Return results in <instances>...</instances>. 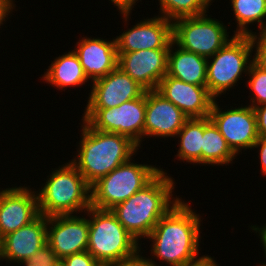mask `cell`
I'll list each match as a JSON object with an SVG mask.
<instances>
[{
	"instance_id": "11",
	"label": "cell",
	"mask_w": 266,
	"mask_h": 266,
	"mask_svg": "<svg viewBox=\"0 0 266 266\" xmlns=\"http://www.w3.org/2000/svg\"><path fill=\"white\" fill-rule=\"evenodd\" d=\"M89 219L77 215L47 217V244L59 260L87 250Z\"/></svg>"
},
{
	"instance_id": "20",
	"label": "cell",
	"mask_w": 266,
	"mask_h": 266,
	"mask_svg": "<svg viewBox=\"0 0 266 266\" xmlns=\"http://www.w3.org/2000/svg\"><path fill=\"white\" fill-rule=\"evenodd\" d=\"M175 51H173L174 47ZM177 49V50H176ZM207 58L171 42L168 51L167 75L194 85H206Z\"/></svg>"
},
{
	"instance_id": "7",
	"label": "cell",
	"mask_w": 266,
	"mask_h": 266,
	"mask_svg": "<svg viewBox=\"0 0 266 266\" xmlns=\"http://www.w3.org/2000/svg\"><path fill=\"white\" fill-rule=\"evenodd\" d=\"M253 51L249 35H233L207 59L206 87L214 99L235 87L242 73L247 76Z\"/></svg>"
},
{
	"instance_id": "14",
	"label": "cell",
	"mask_w": 266,
	"mask_h": 266,
	"mask_svg": "<svg viewBox=\"0 0 266 266\" xmlns=\"http://www.w3.org/2000/svg\"><path fill=\"white\" fill-rule=\"evenodd\" d=\"M85 109H106L141 97L146 90L116 67L105 77L95 80Z\"/></svg>"
},
{
	"instance_id": "18",
	"label": "cell",
	"mask_w": 266,
	"mask_h": 266,
	"mask_svg": "<svg viewBox=\"0 0 266 266\" xmlns=\"http://www.w3.org/2000/svg\"><path fill=\"white\" fill-rule=\"evenodd\" d=\"M188 119L157 90L146 91L144 137H175Z\"/></svg>"
},
{
	"instance_id": "15",
	"label": "cell",
	"mask_w": 266,
	"mask_h": 266,
	"mask_svg": "<svg viewBox=\"0 0 266 266\" xmlns=\"http://www.w3.org/2000/svg\"><path fill=\"white\" fill-rule=\"evenodd\" d=\"M2 190V191H1ZM0 190V239L32 222L38 215V196L26 186Z\"/></svg>"
},
{
	"instance_id": "35",
	"label": "cell",
	"mask_w": 266,
	"mask_h": 266,
	"mask_svg": "<svg viewBox=\"0 0 266 266\" xmlns=\"http://www.w3.org/2000/svg\"><path fill=\"white\" fill-rule=\"evenodd\" d=\"M217 262L208 255H203V256H198L197 259L188 262L182 266H219L218 264H216Z\"/></svg>"
},
{
	"instance_id": "5",
	"label": "cell",
	"mask_w": 266,
	"mask_h": 266,
	"mask_svg": "<svg viewBox=\"0 0 266 266\" xmlns=\"http://www.w3.org/2000/svg\"><path fill=\"white\" fill-rule=\"evenodd\" d=\"M37 191L39 214L46 217L86 212L91 207V186L69 161L47 176Z\"/></svg>"
},
{
	"instance_id": "8",
	"label": "cell",
	"mask_w": 266,
	"mask_h": 266,
	"mask_svg": "<svg viewBox=\"0 0 266 266\" xmlns=\"http://www.w3.org/2000/svg\"><path fill=\"white\" fill-rule=\"evenodd\" d=\"M172 23L173 41L182 49L207 59L230 40L227 26L208 14L182 17Z\"/></svg>"
},
{
	"instance_id": "37",
	"label": "cell",
	"mask_w": 266,
	"mask_h": 266,
	"mask_svg": "<svg viewBox=\"0 0 266 266\" xmlns=\"http://www.w3.org/2000/svg\"><path fill=\"white\" fill-rule=\"evenodd\" d=\"M53 266H65L62 260H58Z\"/></svg>"
},
{
	"instance_id": "29",
	"label": "cell",
	"mask_w": 266,
	"mask_h": 266,
	"mask_svg": "<svg viewBox=\"0 0 266 266\" xmlns=\"http://www.w3.org/2000/svg\"><path fill=\"white\" fill-rule=\"evenodd\" d=\"M65 266H104L97 261L87 250L75 253L62 259Z\"/></svg>"
},
{
	"instance_id": "34",
	"label": "cell",
	"mask_w": 266,
	"mask_h": 266,
	"mask_svg": "<svg viewBox=\"0 0 266 266\" xmlns=\"http://www.w3.org/2000/svg\"><path fill=\"white\" fill-rule=\"evenodd\" d=\"M13 0H0V26L8 19L9 14L15 8Z\"/></svg>"
},
{
	"instance_id": "25",
	"label": "cell",
	"mask_w": 266,
	"mask_h": 266,
	"mask_svg": "<svg viewBox=\"0 0 266 266\" xmlns=\"http://www.w3.org/2000/svg\"><path fill=\"white\" fill-rule=\"evenodd\" d=\"M160 16L174 21L182 17L206 14L213 0H158Z\"/></svg>"
},
{
	"instance_id": "32",
	"label": "cell",
	"mask_w": 266,
	"mask_h": 266,
	"mask_svg": "<svg viewBox=\"0 0 266 266\" xmlns=\"http://www.w3.org/2000/svg\"><path fill=\"white\" fill-rule=\"evenodd\" d=\"M115 266H157L154 260L141 256L140 253L129 260H125ZM159 266V265H158Z\"/></svg>"
},
{
	"instance_id": "22",
	"label": "cell",
	"mask_w": 266,
	"mask_h": 266,
	"mask_svg": "<svg viewBox=\"0 0 266 266\" xmlns=\"http://www.w3.org/2000/svg\"><path fill=\"white\" fill-rule=\"evenodd\" d=\"M237 155L231 150L225 138L210 117L204 118L203 142L201 148L202 165H228Z\"/></svg>"
},
{
	"instance_id": "3",
	"label": "cell",
	"mask_w": 266,
	"mask_h": 266,
	"mask_svg": "<svg viewBox=\"0 0 266 266\" xmlns=\"http://www.w3.org/2000/svg\"><path fill=\"white\" fill-rule=\"evenodd\" d=\"M82 122L78 154L70 162L92 186L134 156L139 146L125 135L95 130Z\"/></svg>"
},
{
	"instance_id": "26",
	"label": "cell",
	"mask_w": 266,
	"mask_h": 266,
	"mask_svg": "<svg viewBox=\"0 0 266 266\" xmlns=\"http://www.w3.org/2000/svg\"><path fill=\"white\" fill-rule=\"evenodd\" d=\"M248 76L250 78L247 80V85L251 91L250 106L254 108L266 104V70L252 62L248 70Z\"/></svg>"
},
{
	"instance_id": "28",
	"label": "cell",
	"mask_w": 266,
	"mask_h": 266,
	"mask_svg": "<svg viewBox=\"0 0 266 266\" xmlns=\"http://www.w3.org/2000/svg\"><path fill=\"white\" fill-rule=\"evenodd\" d=\"M59 259L52 248L46 244L39 249L35 255L27 260L21 261L18 264L23 266H53Z\"/></svg>"
},
{
	"instance_id": "36",
	"label": "cell",
	"mask_w": 266,
	"mask_h": 266,
	"mask_svg": "<svg viewBox=\"0 0 266 266\" xmlns=\"http://www.w3.org/2000/svg\"><path fill=\"white\" fill-rule=\"evenodd\" d=\"M265 225V226H264ZM263 226H261L260 228L256 225L251 226V230L255 231L256 233H259L260 236V242L263 244V248H264V253H265V257H266V224H264Z\"/></svg>"
},
{
	"instance_id": "27",
	"label": "cell",
	"mask_w": 266,
	"mask_h": 266,
	"mask_svg": "<svg viewBox=\"0 0 266 266\" xmlns=\"http://www.w3.org/2000/svg\"><path fill=\"white\" fill-rule=\"evenodd\" d=\"M256 34V32H253L249 35L252 49H255L252 61L256 66L266 70V30L259 31Z\"/></svg>"
},
{
	"instance_id": "19",
	"label": "cell",
	"mask_w": 266,
	"mask_h": 266,
	"mask_svg": "<svg viewBox=\"0 0 266 266\" xmlns=\"http://www.w3.org/2000/svg\"><path fill=\"white\" fill-rule=\"evenodd\" d=\"M73 51L79 58L85 75L92 82L112 72L118 63L116 39H80Z\"/></svg>"
},
{
	"instance_id": "9",
	"label": "cell",
	"mask_w": 266,
	"mask_h": 266,
	"mask_svg": "<svg viewBox=\"0 0 266 266\" xmlns=\"http://www.w3.org/2000/svg\"><path fill=\"white\" fill-rule=\"evenodd\" d=\"M146 92L136 99L106 109H85L81 120L95 130L122 134L139 147L144 139Z\"/></svg>"
},
{
	"instance_id": "33",
	"label": "cell",
	"mask_w": 266,
	"mask_h": 266,
	"mask_svg": "<svg viewBox=\"0 0 266 266\" xmlns=\"http://www.w3.org/2000/svg\"><path fill=\"white\" fill-rule=\"evenodd\" d=\"M259 148L261 173L266 176V138L259 137L253 148Z\"/></svg>"
},
{
	"instance_id": "16",
	"label": "cell",
	"mask_w": 266,
	"mask_h": 266,
	"mask_svg": "<svg viewBox=\"0 0 266 266\" xmlns=\"http://www.w3.org/2000/svg\"><path fill=\"white\" fill-rule=\"evenodd\" d=\"M157 91L176 105L189 119L210 115L214 98L206 85H194L168 76L161 79Z\"/></svg>"
},
{
	"instance_id": "4",
	"label": "cell",
	"mask_w": 266,
	"mask_h": 266,
	"mask_svg": "<svg viewBox=\"0 0 266 266\" xmlns=\"http://www.w3.org/2000/svg\"><path fill=\"white\" fill-rule=\"evenodd\" d=\"M86 212L89 215L87 251L97 261L104 266H115L141 252V244L111 210L91 206Z\"/></svg>"
},
{
	"instance_id": "24",
	"label": "cell",
	"mask_w": 266,
	"mask_h": 266,
	"mask_svg": "<svg viewBox=\"0 0 266 266\" xmlns=\"http://www.w3.org/2000/svg\"><path fill=\"white\" fill-rule=\"evenodd\" d=\"M230 1L237 23L234 35L252 34L253 32L248 27L253 23H258L259 31L266 30V0Z\"/></svg>"
},
{
	"instance_id": "17",
	"label": "cell",
	"mask_w": 266,
	"mask_h": 266,
	"mask_svg": "<svg viewBox=\"0 0 266 266\" xmlns=\"http://www.w3.org/2000/svg\"><path fill=\"white\" fill-rule=\"evenodd\" d=\"M47 244V217L39 214L32 222L0 240V260L19 263Z\"/></svg>"
},
{
	"instance_id": "1",
	"label": "cell",
	"mask_w": 266,
	"mask_h": 266,
	"mask_svg": "<svg viewBox=\"0 0 266 266\" xmlns=\"http://www.w3.org/2000/svg\"><path fill=\"white\" fill-rule=\"evenodd\" d=\"M200 217L190 203L180 199L146 237L153 242L152 256L170 266H182L197 259L201 242Z\"/></svg>"
},
{
	"instance_id": "10",
	"label": "cell",
	"mask_w": 266,
	"mask_h": 266,
	"mask_svg": "<svg viewBox=\"0 0 266 266\" xmlns=\"http://www.w3.org/2000/svg\"><path fill=\"white\" fill-rule=\"evenodd\" d=\"M209 117L236 155L242 149H253L259 138L253 107L241 104V107L222 111L214 99Z\"/></svg>"
},
{
	"instance_id": "30",
	"label": "cell",
	"mask_w": 266,
	"mask_h": 266,
	"mask_svg": "<svg viewBox=\"0 0 266 266\" xmlns=\"http://www.w3.org/2000/svg\"><path fill=\"white\" fill-rule=\"evenodd\" d=\"M256 116L258 136L266 138V104L253 108Z\"/></svg>"
},
{
	"instance_id": "31",
	"label": "cell",
	"mask_w": 266,
	"mask_h": 266,
	"mask_svg": "<svg viewBox=\"0 0 266 266\" xmlns=\"http://www.w3.org/2000/svg\"><path fill=\"white\" fill-rule=\"evenodd\" d=\"M111 1L115 6H117V9L120 11L119 13L122 15V19H125L124 22L130 20L129 15L131 10L136 5V2L139 0H109Z\"/></svg>"
},
{
	"instance_id": "2",
	"label": "cell",
	"mask_w": 266,
	"mask_h": 266,
	"mask_svg": "<svg viewBox=\"0 0 266 266\" xmlns=\"http://www.w3.org/2000/svg\"><path fill=\"white\" fill-rule=\"evenodd\" d=\"M162 169L141 190L111 209L138 242L141 237L145 239L157 222L181 199L179 196L172 197L175 188L173 177Z\"/></svg>"
},
{
	"instance_id": "21",
	"label": "cell",
	"mask_w": 266,
	"mask_h": 266,
	"mask_svg": "<svg viewBox=\"0 0 266 266\" xmlns=\"http://www.w3.org/2000/svg\"><path fill=\"white\" fill-rule=\"evenodd\" d=\"M42 79L59 90L67 87H79L88 80L78 56L72 50L52 61Z\"/></svg>"
},
{
	"instance_id": "12",
	"label": "cell",
	"mask_w": 266,
	"mask_h": 266,
	"mask_svg": "<svg viewBox=\"0 0 266 266\" xmlns=\"http://www.w3.org/2000/svg\"><path fill=\"white\" fill-rule=\"evenodd\" d=\"M117 53H126L146 49H169L173 41V23L155 16L140 20L131 29L116 36Z\"/></svg>"
},
{
	"instance_id": "13",
	"label": "cell",
	"mask_w": 266,
	"mask_h": 266,
	"mask_svg": "<svg viewBox=\"0 0 266 266\" xmlns=\"http://www.w3.org/2000/svg\"><path fill=\"white\" fill-rule=\"evenodd\" d=\"M169 49H146L118 54L119 67L146 91L157 90L167 74Z\"/></svg>"
},
{
	"instance_id": "6",
	"label": "cell",
	"mask_w": 266,
	"mask_h": 266,
	"mask_svg": "<svg viewBox=\"0 0 266 266\" xmlns=\"http://www.w3.org/2000/svg\"><path fill=\"white\" fill-rule=\"evenodd\" d=\"M131 157L91 186V206L111 210L147 185L160 169L137 164Z\"/></svg>"
},
{
	"instance_id": "23",
	"label": "cell",
	"mask_w": 266,
	"mask_h": 266,
	"mask_svg": "<svg viewBox=\"0 0 266 266\" xmlns=\"http://www.w3.org/2000/svg\"><path fill=\"white\" fill-rule=\"evenodd\" d=\"M204 118L188 119L175 137H179V159L188 163L201 164V148L203 142Z\"/></svg>"
}]
</instances>
